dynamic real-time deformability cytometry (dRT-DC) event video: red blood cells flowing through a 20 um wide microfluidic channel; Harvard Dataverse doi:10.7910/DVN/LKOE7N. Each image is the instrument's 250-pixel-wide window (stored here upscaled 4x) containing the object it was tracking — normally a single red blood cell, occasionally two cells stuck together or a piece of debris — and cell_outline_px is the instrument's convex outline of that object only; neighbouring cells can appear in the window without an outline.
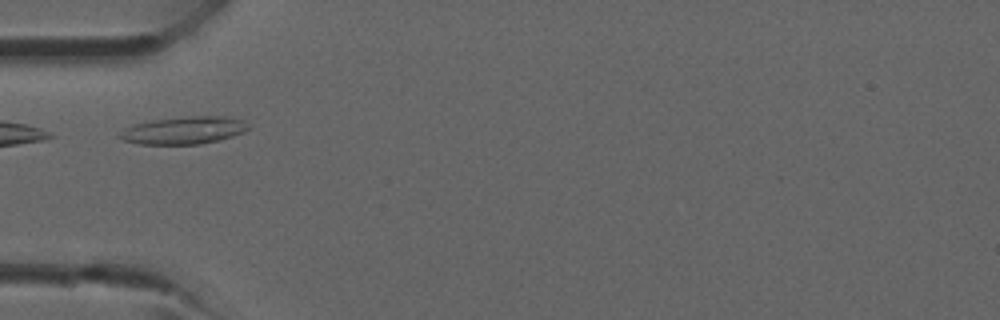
{"species": "common noctule bat (a hibernating species)", "species_latin": "Nyctalus noctula", "temperature_condition": "room temperature", "stored_images_in_passage": 19, "camera_frame_rate_fps": 3000, "um_per_image_px": 0.085, "animal": {"sex": "male", "forearm_length_mm": 52.5}, "frame": {"image": 1, "passage_image": 1, "time_ms": 0.0, "image_size_px": [1000, 320], "cell_outline_px": [[252, 128], [244, 132], [220, 140], [200, 144], [140, 144], [124, 140], [116, 136], [124, 128], [132, 124], [152, 120], [192, 116], [224, 116], [244, 120]], "centroid_in_image_um": [15.64, 11.07], "position_along_channel_um": 69.4, "area_um2": 20.75}}